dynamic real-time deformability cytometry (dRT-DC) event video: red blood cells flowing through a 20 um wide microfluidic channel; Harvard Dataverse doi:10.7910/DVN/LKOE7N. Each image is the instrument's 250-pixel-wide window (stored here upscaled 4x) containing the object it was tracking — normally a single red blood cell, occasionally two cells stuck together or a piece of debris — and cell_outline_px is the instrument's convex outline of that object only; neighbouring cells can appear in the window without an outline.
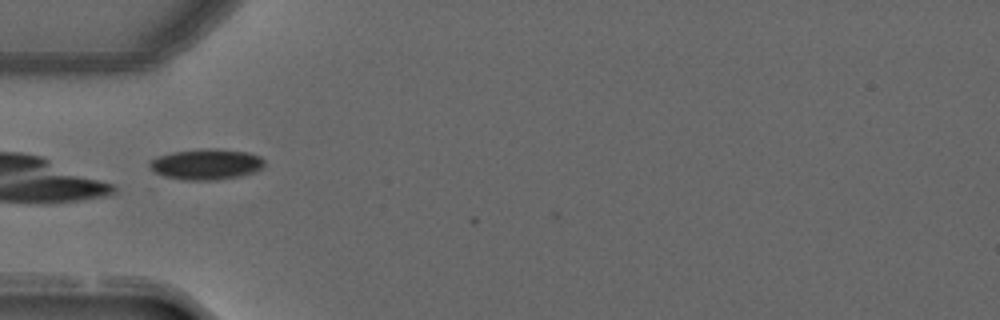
{"species": "common noctule bat (a hibernating species)", "species_latin": "Nyctalus noctula", "temperature_condition": "warm", "stored_images_in_passage": 3, "camera_frame_rate_fps": 3000, "um_per_image_px": 0.085, "animal": {"sex": "male", "forearm_length_mm": 52.5}, "frame": {"image": 1, "passage_image": 2, "time_ms": 0.333, "image_size_px": [1000, 320], "cell_outline_px": [[264, 164], [260, 168], [252, 172], [240, 176], [216, 180], [184, 180], [164, 176], [152, 172], [148, 164], [152, 160], [160, 156], [172, 152], [208, 148], [216, 148], [248, 152], [260, 156], [264, 160]], "centroid_in_image_um": [17.52, 13.96], "position_along_channel_um": 67.5, "area_um2": 20.52}}